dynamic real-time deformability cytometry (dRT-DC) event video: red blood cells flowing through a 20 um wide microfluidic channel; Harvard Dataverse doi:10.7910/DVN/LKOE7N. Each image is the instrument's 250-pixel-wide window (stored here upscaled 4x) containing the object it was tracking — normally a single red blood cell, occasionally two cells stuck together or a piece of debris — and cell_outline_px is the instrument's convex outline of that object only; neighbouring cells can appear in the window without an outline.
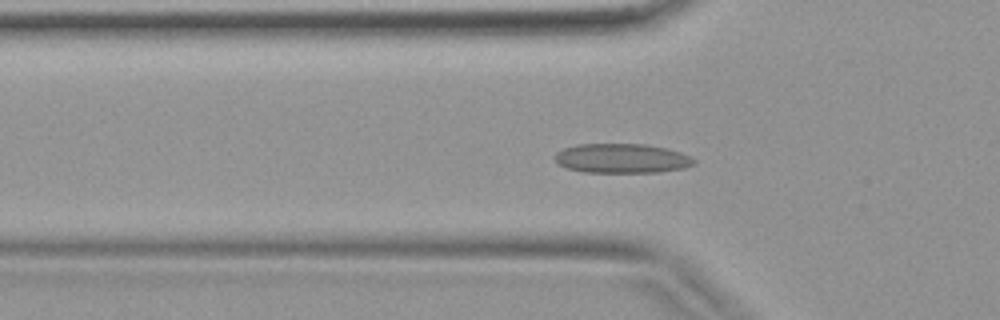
{"species": "common noctule bat (a hibernating species)", "species_latin": "Nyctalus noctula", "temperature_condition": "warm", "stored_images_in_passage": 40, "camera_frame_rate_fps": 3000, "um_per_image_px": 0.085, "animal": {"sex": "female", "body_mass_g": 19.9}, "frame": {"image": 1, "passage_image": 13, "time_ms": 4.0, "image_size_px": [1000, 320], "cell_outline_px": [[696, 164], [684, 168], [660, 172], [584, 172], [568, 168], [556, 164], [552, 156], [556, 152], [564, 148], [576, 144], [644, 144], [668, 148], [680, 152], [696, 160]], "centroid_in_image_um": [52.83, 13.46], "position_along_channel_um": 73.0, "area_um2": 24.1}}
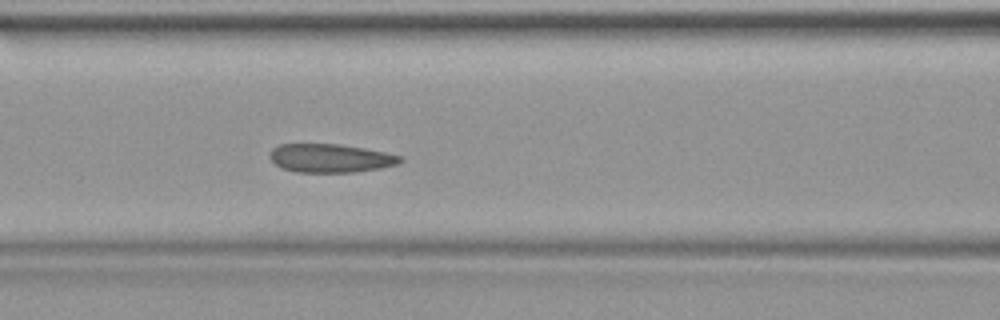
{"frame": {"image": 2, "passage_image": 17, "time_ms": 5.333, "image_size_px": [1000, 320], "cell_outline_px": [[404, 160], [396, 164], [380, 168], [356, 172], [296, 172], [280, 168], [268, 156], [272, 148], [280, 144], [340, 144], [364, 148], [404, 156]], "centroid_in_image_um": [28.08, 13.44], "position_along_channel_um": 138.5, "area_um2": 21.79}}
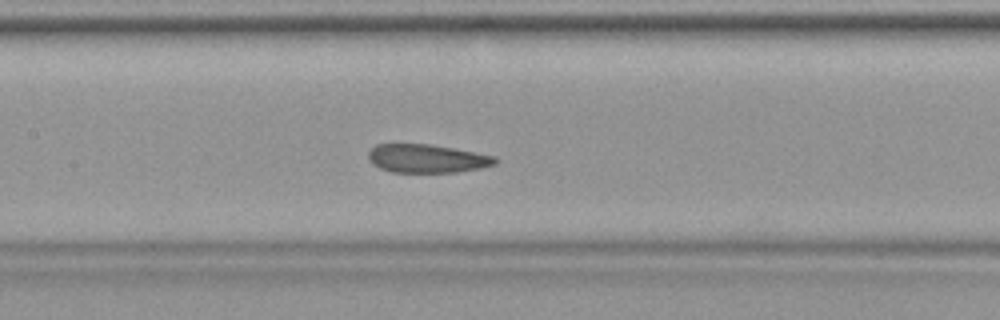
{"frame": {"image": 3, "passage_image": 19, "time_ms": 6.0, "image_size_px": [1000, 320], "cell_outline_px": [[500, 160], [496, 164], [480, 168], [456, 172], [392, 172], [380, 168], [372, 164], [368, 160], [368, 152], [376, 144], [432, 144], [476, 152], [496, 156]], "centroid_in_image_um": [36.31, 13.47], "position_along_channel_um": 171.1, "area_um2": 21.21}}